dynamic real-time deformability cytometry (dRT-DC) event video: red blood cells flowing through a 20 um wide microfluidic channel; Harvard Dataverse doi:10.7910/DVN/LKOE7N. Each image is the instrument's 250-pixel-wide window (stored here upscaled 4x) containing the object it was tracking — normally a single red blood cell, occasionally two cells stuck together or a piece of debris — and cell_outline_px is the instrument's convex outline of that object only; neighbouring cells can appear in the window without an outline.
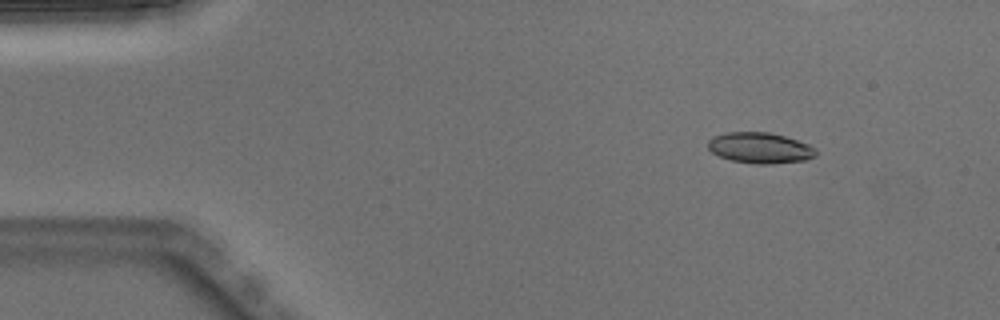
{"species": "Egyptian fruit bat (a non-hibernating species)", "species_latin": "Rousettus aegyptiacus", "temperature_condition": "warm", "stored_images_in_passage": 4, "segment_of_instrument_passage": [1, 2], "camera_frame_rate_fps": 3000, "um_per_image_px": 0.085, "animal": {"sex": "male"}, "frame": {"image": 1, "passage_image": 1, "time_ms": 0.0, "image_size_px": [1000, 320], "cell_outline_px": [[816, 156], [804, 160], [772, 164], [756, 164], [732, 160], [720, 156], [712, 152], [708, 148], [708, 140], [712, 136], [728, 132], [768, 132], [784, 136], [808, 144], [816, 148]], "centroid_in_image_um": [64.59, 12.57], "position_along_channel_um": 20.4, "area_um2": 19.31}}